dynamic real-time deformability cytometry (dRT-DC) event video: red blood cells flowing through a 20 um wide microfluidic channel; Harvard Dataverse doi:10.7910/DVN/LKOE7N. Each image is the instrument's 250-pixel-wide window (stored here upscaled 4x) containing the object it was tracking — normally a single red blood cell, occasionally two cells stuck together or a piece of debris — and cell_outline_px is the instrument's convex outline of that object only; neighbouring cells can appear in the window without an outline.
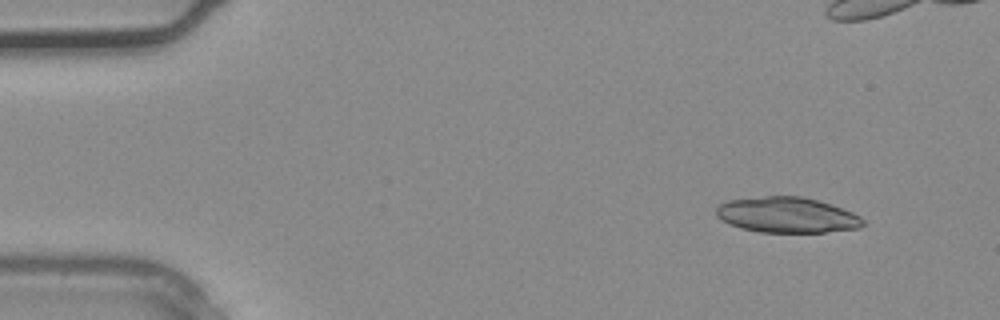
{"species": "common noctule bat (a hibernating species)", "species_latin": "Nyctalus noctula", "temperature_condition": "warm", "stored_images_in_passage": 18, "camera_frame_rate_fps": 3000, "um_per_image_px": 0.085, "animal": {"sex": "male", "body_mass_g": 20.4}, "frame": {"image": 1, "passage_image": 3, "time_ms": 0.667, "image_size_px": [1000, 320], "cell_outline_px": [[864, 224], [860, 228], [824, 232], [760, 232], [740, 228], [728, 224], [720, 220], [716, 216], [716, 208], [720, 204], [728, 200], [764, 196], [804, 196], [832, 204], [852, 212], [860, 216], [864, 220]], "centroid_in_image_um": [66.88, 18.27], "position_along_channel_um": 18.1, "area_um2": 30.63}}